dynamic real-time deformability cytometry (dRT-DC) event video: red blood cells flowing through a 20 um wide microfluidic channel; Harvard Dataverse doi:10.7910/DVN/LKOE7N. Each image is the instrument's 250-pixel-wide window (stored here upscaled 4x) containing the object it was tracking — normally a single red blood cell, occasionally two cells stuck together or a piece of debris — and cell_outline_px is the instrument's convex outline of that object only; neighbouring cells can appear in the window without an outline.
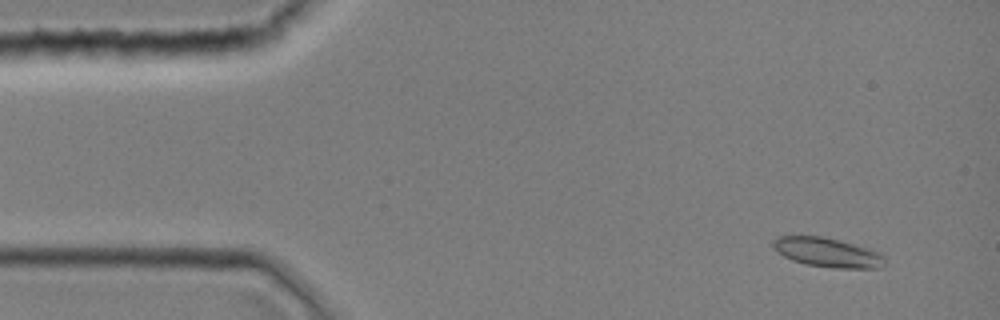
{"species": "common noctule bat (a hibernating species)", "species_latin": "Nyctalus noctula", "temperature_condition": "room temperature", "stored_images_in_passage": 41, "camera_frame_rate_fps": 3000, "um_per_image_px": 0.085, "animal": {"sex": "female", "body_mass_g": 19.0, "forearm_length_mm": 51.5}, "frame": {"image": 1, "passage_image": 1, "time_ms": 0.0, "image_size_px": [1000, 320], "cell_outline_px": [[884, 268], [832, 268], [804, 264], [792, 260], [776, 252], [772, 248], [772, 244], [780, 236], [820, 236], [868, 248], [880, 252], [884, 256]], "centroid_in_image_um": [70.34, 21.48], "position_along_channel_um": 14.7, "area_um2": 19.02}}
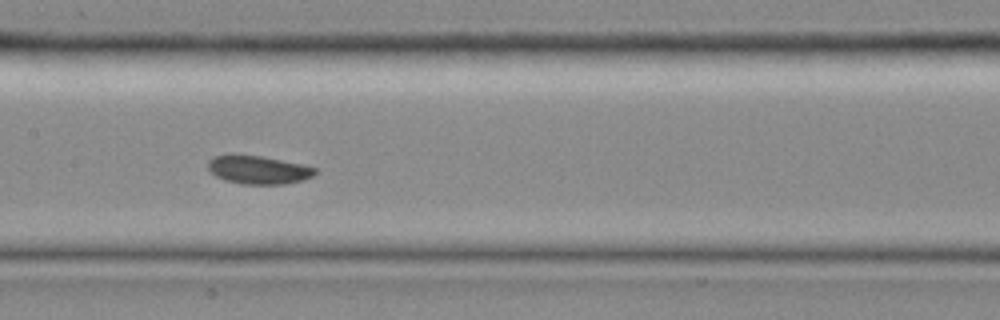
{"frame": {"image": 2, "passage_image": 19, "time_ms": 6.0, "image_size_px": [1000, 320], "cell_outline_px": [[316, 172], [312, 176], [304, 180], [284, 184], [244, 184], [224, 180], [216, 176], [208, 168], [208, 160], [212, 156], [232, 152], [236, 152], [260, 156], [304, 164], [316, 168]], "centroid_in_image_um": [21.91, 14.4], "position_along_channel_um": 185.5, "area_um2": 18.15}}
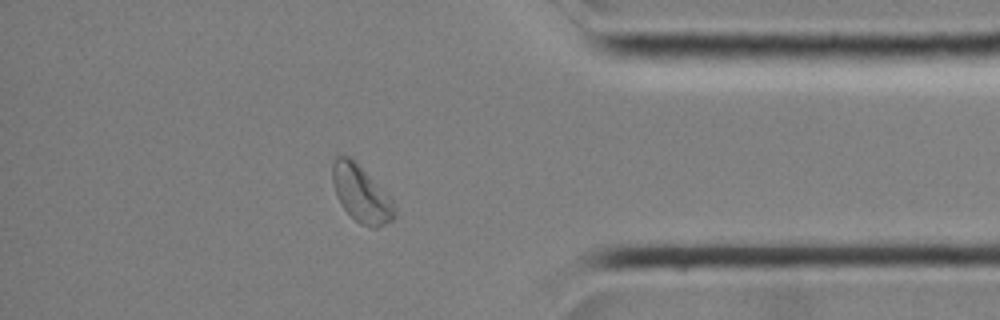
{"frame": {"image": 3, "passage_image": 35, "time_ms": 11.333, "image_size_px": [1000, 320], "cell_outline_px": [[396, 216], [392, 220], [376, 228], [372, 228], [360, 224], [340, 204], [336, 196], [332, 180], [332, 164], [336, 156], [348, 156], [356, 160], [392, 200], [396, 208]], "centroid_in_image_um": [30.69, 16.46], "position_along_channel_um": 404.5, "area_um2": 20.52}}